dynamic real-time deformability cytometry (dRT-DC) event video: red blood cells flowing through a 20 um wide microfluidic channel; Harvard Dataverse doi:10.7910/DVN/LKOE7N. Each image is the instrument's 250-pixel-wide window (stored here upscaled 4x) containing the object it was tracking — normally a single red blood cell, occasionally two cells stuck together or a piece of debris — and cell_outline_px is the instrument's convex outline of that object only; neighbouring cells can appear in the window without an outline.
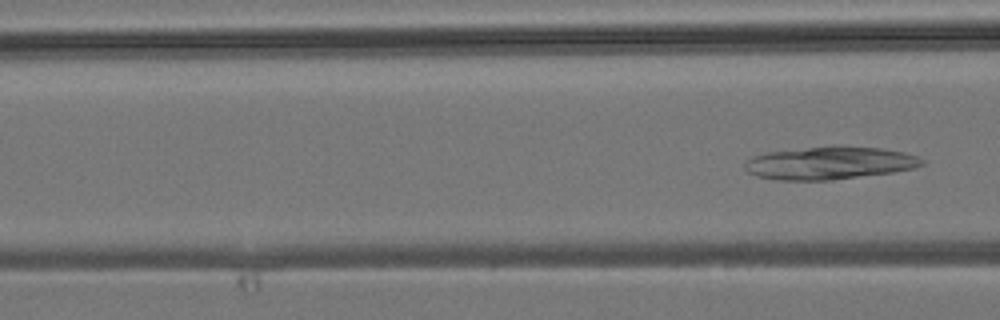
{"species": "common noctule bat (a hibernating species)", "species_latin": "Nyctalus noctula", "temperature_condition": "room temperature", "stored_images_in_passage": 9, "segment_of_instrument_passage": [2, 2], "camera_frame_rate_fps": 3000, "um_per_image_px": 0.085, "animal": {"sex": "male", "body_mass_g": 19.2, "forearm_length_mm": 51.8}, "frame": {"image": 1, "passage_image": 9, "time_ms": 10.667, "image_size_px": [1000, 320], "cell_outline_px": [[924, 164], [912, 168], [892, 172], [832, 180], [776, 180], [756, 176], [748, 172], [744, 168], [744, 164], [752, 156], [768, 152], [832, 144], [840, 144], [884, 148], [904, 152], [916, 156], [924, 160]], "centroid_in_image_um": [70.51, 13.83], "position_along_channel_um": 96.1, "area_um2": 34.39}}